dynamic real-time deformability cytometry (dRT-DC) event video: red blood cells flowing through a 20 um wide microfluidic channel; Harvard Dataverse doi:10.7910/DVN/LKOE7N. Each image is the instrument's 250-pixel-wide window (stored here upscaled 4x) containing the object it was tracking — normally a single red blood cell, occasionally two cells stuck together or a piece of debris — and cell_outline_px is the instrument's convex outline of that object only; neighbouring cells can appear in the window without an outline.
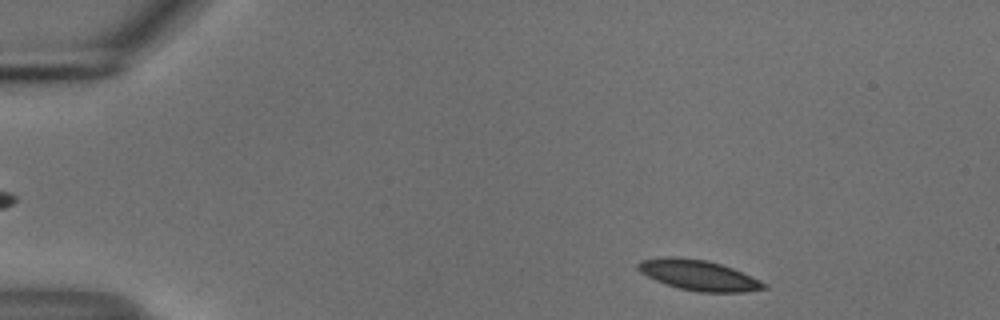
{"species": "common noctule bat (a hibernating species)", "species_latin": "Nyctalus noctula", "temperature_condition": "cold", "stored_images_in_passage": 49, "camera_frame_rate_fps": 3000, "um_per_image_px": 0.085, "animal": {"sex": "male", "body_mass_g": 18.8}, "frame": {"image": 1, "passage_image": 3, "time_ms": 0.667, "image_size_px": [1000, 320], "cell_outline_px": [[768, 288], [744, 292], [700, 292], [680, 288], [656, 280], [640, 272], [636, 268], [636, 264], [640, 260], [668, 256], [680, 256], [708, 260], [732, 268], [760, 280], [768, 284]], "centroid_in_image_um": [59.38, 23.37], "position_along_channel_um": 25.6, "area_um2": 22.31}}
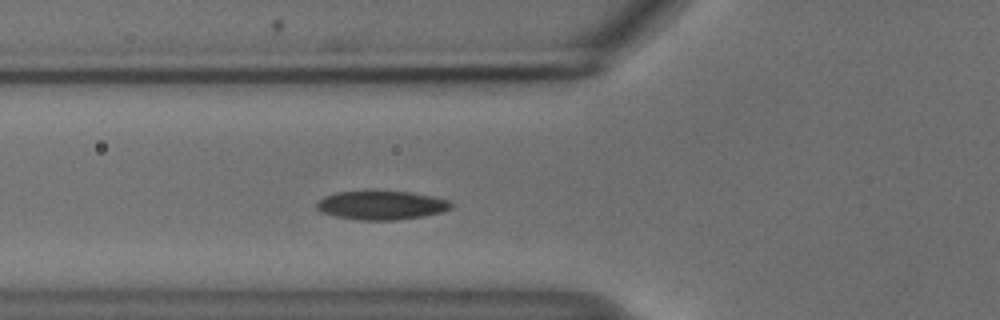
{"frame": {"image": 2, "passage_image": 15, "time_ms": 4.667, "image_size_px": [1000, 320], "cell_outline_px": [[452, 208], [444, 212], [424, 216], [396, 220], [356, 220], [336, 216], [324, 212], [316, 208], [316, 204], [324, 196], [336, 192], [364, 188], [376, 188], [412, 192], [432, 196], [448, 200], [452, 204]], "centroid_in_image_um": [32.42, 17.39], "position_along_channel_um": 93.4, "area_um2": 23.64}}
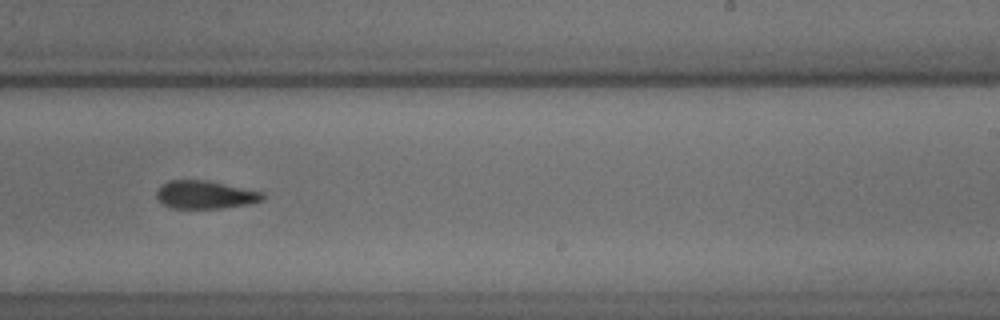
{"frame": {"image": 3, "passage_image": 29, "time_ms": 9.333, "image_size_px": [1000, 320], "cell_outline_px": [[264, 200], [248, 204], [220, 208], [172, 208], [156, 200], [156, 192], [160, 184], [168, 180], [208, 180], [264, 192]], "centroid_in_image_um": [17.41, 16.54], "position_along_channel_um": 271.6, "area_um2": 17.51}, "authors_computed_cell_mechanics": {"area_um2": 21.4438, "velocity_mm_per_s": 3.7243, "shape_relaxation_time_tau1_ms": 3.1737, "shape_relaxation_time_tau2_ms": null, "deformation_change_tau1": 0.0721, "deformation_change_tau2": null}}